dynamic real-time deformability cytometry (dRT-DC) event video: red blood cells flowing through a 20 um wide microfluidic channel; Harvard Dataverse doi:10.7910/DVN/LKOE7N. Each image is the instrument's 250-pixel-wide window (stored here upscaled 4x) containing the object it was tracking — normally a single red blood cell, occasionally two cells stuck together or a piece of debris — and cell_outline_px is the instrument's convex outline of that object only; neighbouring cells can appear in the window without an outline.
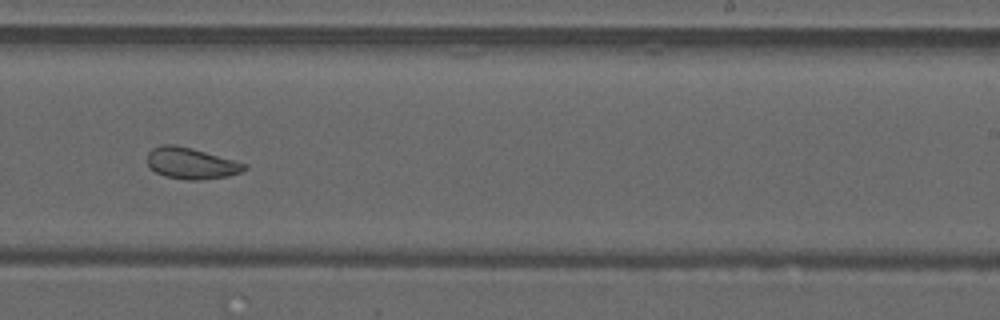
{"species": "common noctule bat (a hibernating species)", "species_latin": "Nyctalus noctula", "temperature_condition": "warm", "stored_images_in_passage": 34, "camera_frame_rate_fps": 3000, "um_per_image_px": 0.085, "animal": {"sex": "male", "forearm_length_mm": 52.5}, "frame": {"image": 1, "passage_image": 20, "time_ms": 6.333, "image_size_px": [1000, 320], "cell_outline_px": [[248, 168], [240, 172], [228, 176], [200, 180], [188, 180], [164, 176], [156, 172], [148, 164], [148, 152], [152, 148], [160, 144], [172, 144], [192, 148], [248, 164]], "centroid_in_image_um": [16.26, 13.88], "position_along_channel_um": 272.7, "area_um2": 17.69}, "authors_computed_cell_mechanics": {"area_um2": 19.363, "velocity_mm_per_s": 4.1122, "shape_relaxation_time_tau1_ms": null, "shape_relaxation_time_tau2_ms": 1.4729, "deformation_change_tau1": null, "deformation_change_tau2": 0.0707}}